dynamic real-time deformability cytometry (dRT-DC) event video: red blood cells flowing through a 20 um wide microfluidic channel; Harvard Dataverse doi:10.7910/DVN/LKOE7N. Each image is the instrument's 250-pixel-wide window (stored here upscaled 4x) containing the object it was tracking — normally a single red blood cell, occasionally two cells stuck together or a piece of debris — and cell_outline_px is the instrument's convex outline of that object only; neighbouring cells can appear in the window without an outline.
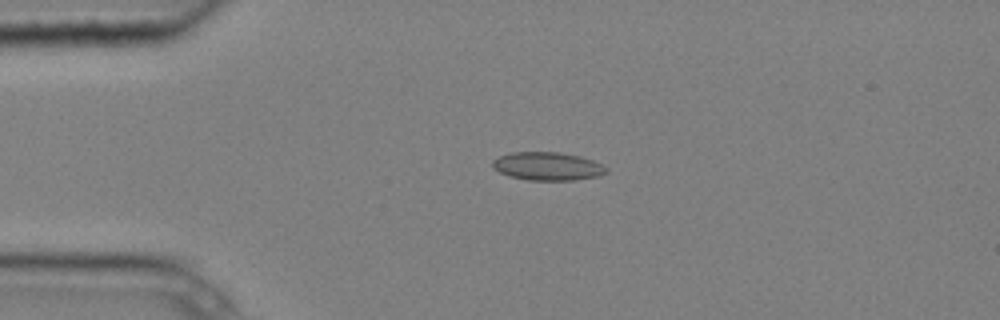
{"species": "common noctule bat (a hibernating species)", "species_latin": "Nyctalus noctula", "temperature_condition": "cold", "stored_images_in_passage": 5, "camera_frame_rate_fps": 3000, "um_per_image_px": 0.085, "animal": {"sex": "male", "body_mass_g": 20.4}, "frame": {"image": 1, "passage_image": 4, "time_ms": 1.0, "image_size_px": [1000, 320], "cell_outline_px": [[608, 172], [600, 176], [576, 180], [528, 180], [508, 176], [492, 168], [492, 160], [500, 156], [512, 152], [556, 152], [580, 156], [592, 160], [608, 168]], "centroid_in_image_um": [46.54, 14.14], "position_along_channel_um": 38.5, "area_um2": 18.79}}